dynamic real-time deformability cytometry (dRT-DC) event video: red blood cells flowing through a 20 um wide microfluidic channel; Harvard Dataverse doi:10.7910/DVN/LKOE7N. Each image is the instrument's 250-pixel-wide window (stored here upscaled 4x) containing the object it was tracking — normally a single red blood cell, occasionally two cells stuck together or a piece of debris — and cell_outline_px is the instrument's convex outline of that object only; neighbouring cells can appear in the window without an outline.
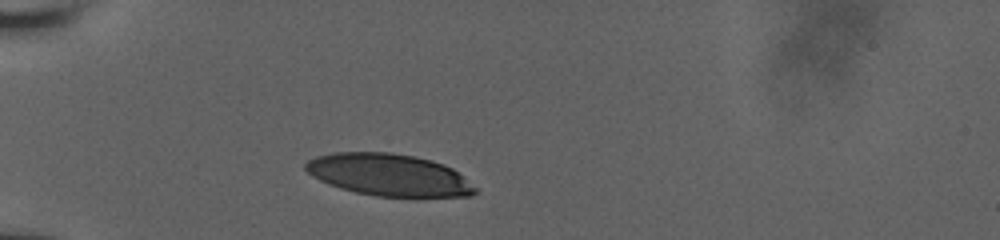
{"species": "human", "species_latin": "Homo sapiens", "temperature_condition": "room temperature", "stored_images_in_passage": 20, "camera_frame_rate_fps": 3000, "um_per_image_px": 0.085, "donor": {"sex": "male"}, "frame": {"image": 1, "passage_image": 1, "time_ms": 0.0, "image_size_px": [1000, 240], "cell_outline_px": [[476, 192], [472, 196], [376, 196], [356, 192], [340, 188], [320, 180], [312, 176], [304, 168], [304, 164], [308, 160], [316, 156], [332, 152], [388, 152], [412, 156], [432, 160], [444, 164], [452, 168], [476, 188]], "centroid_in_image_um": [33.01, 14.85], "position_along_channel_um": 52.0, "area_um2": 41.21}}
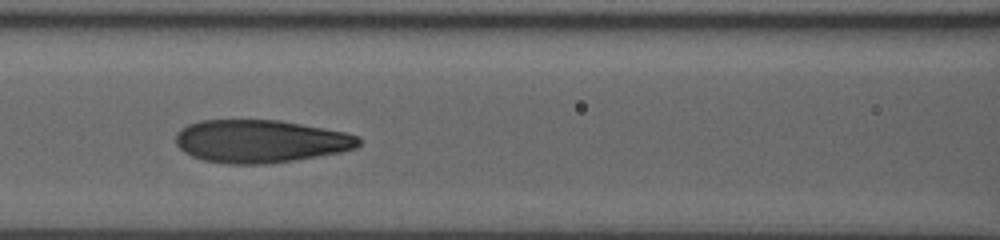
{"frame": {"image": 2, "passage_image": 9, "time_ms": 3.0, "image_size_px": [1000, 240], "cell_outline_px": [[360, 144], [356, 148], [340, 152], [296, 160], [268, 164], [228, 164], [204, 160], [192, 156], [184, 152], [176, 144], [176, 132], [180, 128], [188, 124], [200, 120], [276, 120], [300, 124], [344, 132], [360, 136]], "centroid_in_image_um": [22.11, 12.01], "position_along_channel_um": 144.5, "area_um2": 45.72}}
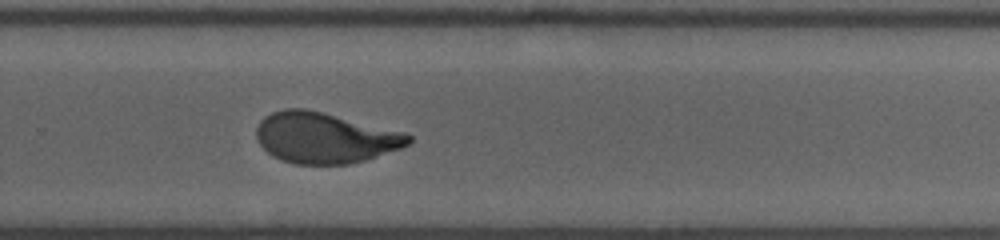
{"frame": {"image": 3, "passage_image": 20, "time_ms": 7.0, "image_size_px": [1000, 240], "cell_outline_px": [[412, 140], [408, 144], [400, 148], [364, 160], [348, 164], [296, 164], [280, 160], [272, 156], [256, 140], [256, 128], [260, 120], [264, 116], [272, 112], [284, 108], [304, 108], [404, 132], [412, 136]], "centroid_in_image_um": [27.56, 11.71], "position_along_channel_um": 302.2, "area_um2": 44.74}}